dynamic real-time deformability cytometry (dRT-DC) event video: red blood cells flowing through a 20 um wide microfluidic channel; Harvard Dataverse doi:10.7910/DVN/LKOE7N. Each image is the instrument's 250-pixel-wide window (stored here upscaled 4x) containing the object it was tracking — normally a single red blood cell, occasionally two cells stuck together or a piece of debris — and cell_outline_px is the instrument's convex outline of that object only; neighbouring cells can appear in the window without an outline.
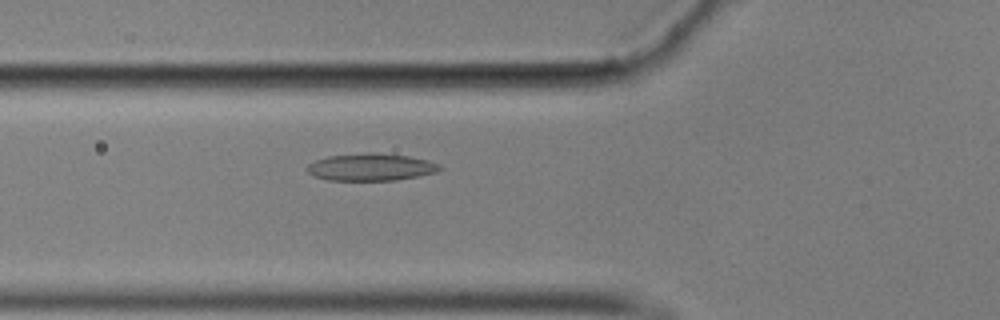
{"species": "common noctule bat (a hibernating species)", "species_latin": "Nyctalus noctula", "temperature_condition": "cold", "stored_images_in_passage": 51, "camera_frame_rate_fps": 3000, "um_per_image_px": 0.085, "animal": {"sex": "male", "body_mass_g": 17.9}, "frame": {"image": 1, "passage_image": 15, "time_ms": 4.667, "image_size_px": [1000, 320], "cell_outline_px": [[444, 168], [436, 172], [396, 180], [328, 180], [312, 176], [304, 168], [308, 164], [316, 160], [328, 156], [368, 152], [372, 152], [408, 156], [428, 160], [440, 164]], "centroid_in_image_um": [31.5, 14.2], "position_along_channel_um": 94.3, "area_um2": 21.15}}
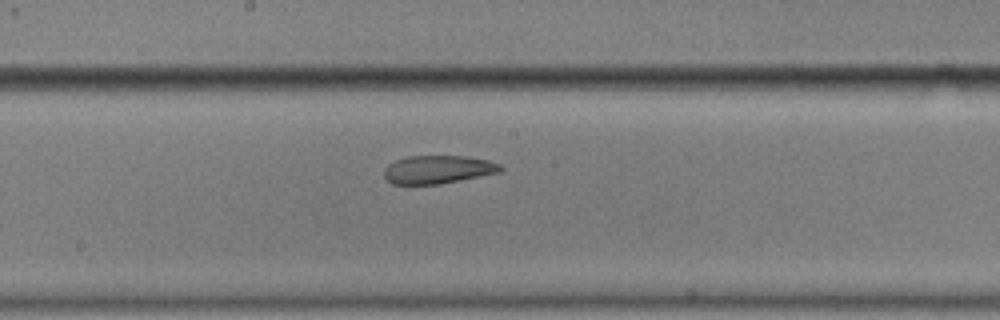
{"frame": {"image": 2, "passage_image": 25, "time_ms": 8.0, "image_size_px": [1000, 320], "cell_outline_px": [[504, 168], [500, 172], [440, 184], [392, 184], [384, 176], [384, 168], [388, 164], [396, 160], [408, 156], [464, 156], [488, 160], [500, 164]], "centroid_in_image_um": [37.22, 14.4], "position_along_channel_um": 211.0, "area_um2": 19.07}}
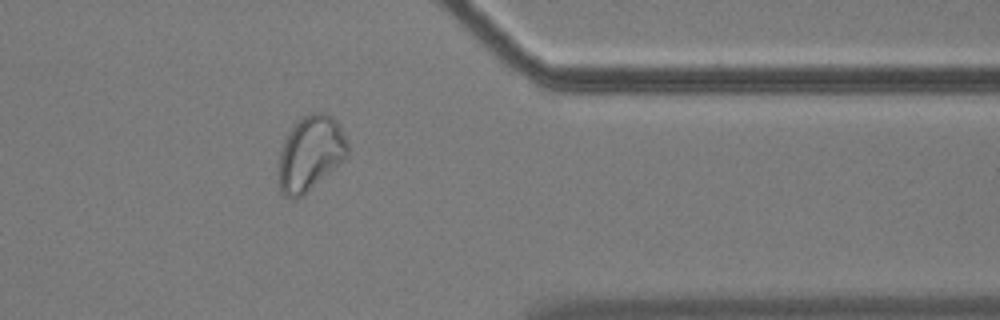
{"frame": {"image": 3, "passage_image": 41, "time_ms": 13.333, "image_size_px": [1000, 320], "cell_outline_px": [[348, 156], [344, 160], [304, 196], [296, 200], [292, 200], [284, 196], [280, 192], [280, 152], [288, 132], [300, 116], [312, 112], [324, 112], [332, 116], [336, 120], [348, 144]], "centroid_in_image_um": [26.39, 13.05], "position_along_channel_um": 385.0, "area_um2": 30.29}, "authors_computed_cell_mechanics": {"area_um2": 21.8484, "velocity_mm_per_s": 3.495, "shape_relaxation_time_tau1_ms": null, "shape_relaxation_time_tau2_ms": 1.4347, "deformation_change_tau1": null, "deformation_change_tau2": 0.073}}